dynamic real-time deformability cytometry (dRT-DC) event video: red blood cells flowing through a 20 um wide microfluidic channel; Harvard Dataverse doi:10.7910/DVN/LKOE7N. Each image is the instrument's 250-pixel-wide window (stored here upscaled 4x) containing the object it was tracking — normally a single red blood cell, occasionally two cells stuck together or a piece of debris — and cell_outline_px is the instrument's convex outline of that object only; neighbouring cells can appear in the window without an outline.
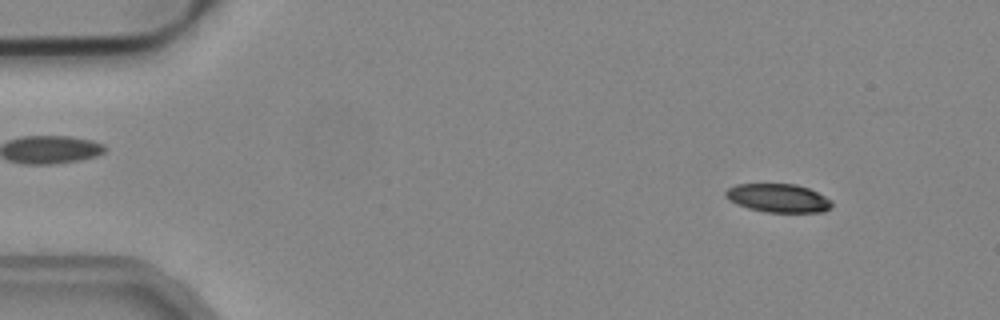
{"species": "common noctule bat (a hibernating species)", "species_latin": "Nyctalus noctula", "temperature_condition": "cold", "stored_images_in_passage": 18, "camera_frame_rate_fps": 3000, "um_per_image_px": 0.085, "animal": {"sex": "male", "body_mass_g": 19.2, "forearm_length_mm": 51.8}, "frame": {"image": 1, "passage_image": 5, "time_ms": 1.333, "image_size_px": [1000, 320], "cell_outline_px": [[832, 204], [824, 212], [768, 212], [748, 208], [736, 204], [728, 200], [724, 196], [724, 192], [728, 188], [736, 184], [796, 184], [808, 188], [832, 200]], "centroid_in_image_um": [66.1, 16.83], "position_along_channel_um": 18.9, "area_um2": 17.63}}
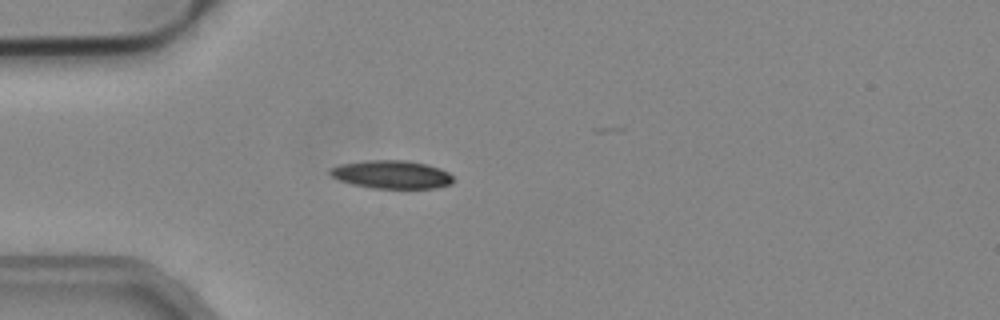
{"frame": {"image": 2, "passage_image": 14, "time_ms": 4.333, "image_size_px": [1000, 320], "cell_outline_px": [[452, 184], [436, 188], [372, 188], [352, 184], [340, 180], [332, 176], [328, 172], [332, 168], [340, 164], [368, 160], [404, 160], [428, 164], [440, 168], [448, 172], [452, 176]], "centroid_in_image_um": [33.31, 14.83], "position_along_channel_um": 51.7, "area_um2": 20.17}}